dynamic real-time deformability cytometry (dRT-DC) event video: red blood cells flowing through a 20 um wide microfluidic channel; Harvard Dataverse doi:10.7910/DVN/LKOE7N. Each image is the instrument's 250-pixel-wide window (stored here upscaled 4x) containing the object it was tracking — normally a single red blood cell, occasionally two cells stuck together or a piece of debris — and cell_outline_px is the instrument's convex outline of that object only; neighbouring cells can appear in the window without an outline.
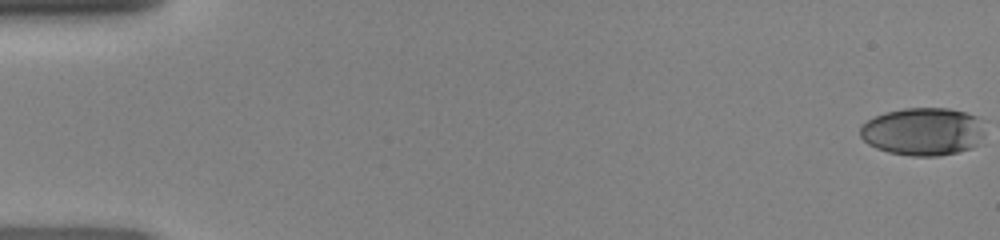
{"species": "human", "species_latin": "Homo sapiens", "temperature_condition": "room temperature", "stored_images_in_passage": 15, "camera_frame_rate_fps": 3000, "um_per_image_px": 0.085, "donor": {"sex": "female"}, "frame": {"image": 1, "passage_image": 1, "time_ms": 0.0, "image_size_px": [1000, 240], "cell_outline_px": [[984, 144], [972, 148], [940, 156], [912, 156], [888, 152], [876, 148], [868, 144], [860, 136], [860, 128], [868, 120], [884, 112], [904, 108], [948, 108], [964, 112], [976, 116], [984, 120]], "centroid_in_image_um": [78.53, 11.19], "position_along_channel_um": 6.5, "area_um2": 35.37}}
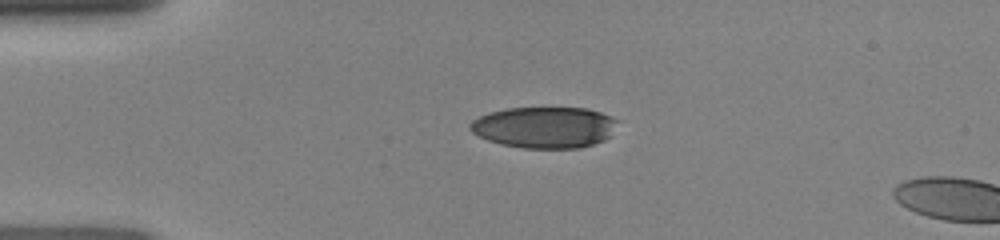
{"frame": {"image": 2, "passage_image": 12, "time_ms": 3.667, "image_size_px": [1000, 240], "cell_outline_px": [[620, 120], [612, 136], [604, 140], [580, 148], [524, 148], [500, 144], [488, 140], [472, 132], [468, 128], [468, 124], [472, 120], [488, 112], [508, 108], [588, 108], [612, 116]], "centroid_in_image_um": [46.31, 10.82], "position_along_channel_um": 38.7, "area_um2": 35.84}}